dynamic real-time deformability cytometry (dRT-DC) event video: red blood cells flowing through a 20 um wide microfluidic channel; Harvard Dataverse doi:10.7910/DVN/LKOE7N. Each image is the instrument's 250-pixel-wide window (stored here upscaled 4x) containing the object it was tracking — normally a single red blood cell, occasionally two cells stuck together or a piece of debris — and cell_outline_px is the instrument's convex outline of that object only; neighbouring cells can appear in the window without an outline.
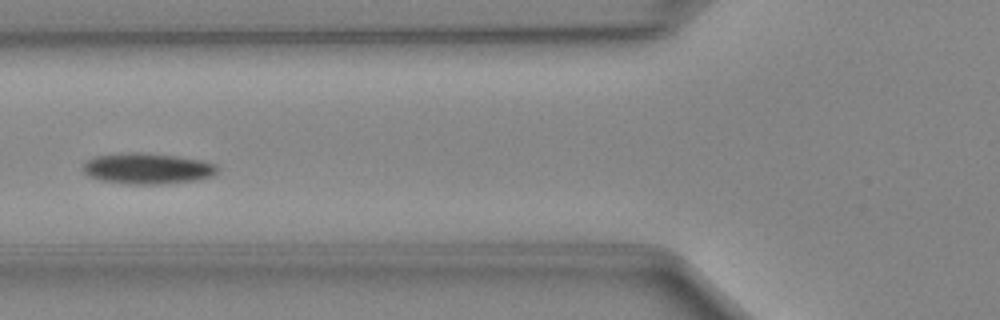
{"species": "Egyptian fruit bat (a non-hibernating species)", "species_latin": "Rousettus aegyptiacus", "temperature_condition": "cold", "stored_images_in_passage": 48, "camera_frame_rate_fps": 3000, "um_per_image_px": 0.085, "animal": {"sex": "female"}, "frame": {"image": 1, "passage_image": 18, "time_ms": 5.667, "image_size_px": [1000, 320], "cell_outline_px": [[216, 172], [212, 176], [196, 180], [160, 184], [128, 184], [100, 180], [88, 176], [84, 172], [84, 164], [88, 160], [96, 156], [132, 152], [140, 152], [176, 156], [200, 160], [216, 164]], "centroid_in_image_um": [12.52, 14.33], "position_along_channel_um": 113.3, "area_um2": 23.93}}
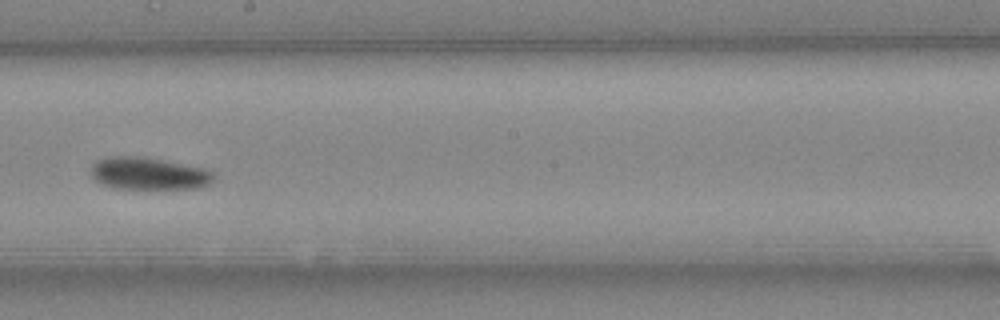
{"frame": {"image": 2, "passage_image": 27, "time_ms": 8.667, "image_size_px": [1000, 320], "cell_outline_px": [[216, 180], [200, 188], [112, 188], [96, 180], [88, 172], [92, 164], [96, 160], [108, 156], [144, 156], [204, 168], [216, 172]], "centroid_in_image_um": [12.65, 14.73], "position_along_channel_um": 235.6, "area_um2": 23.47}}
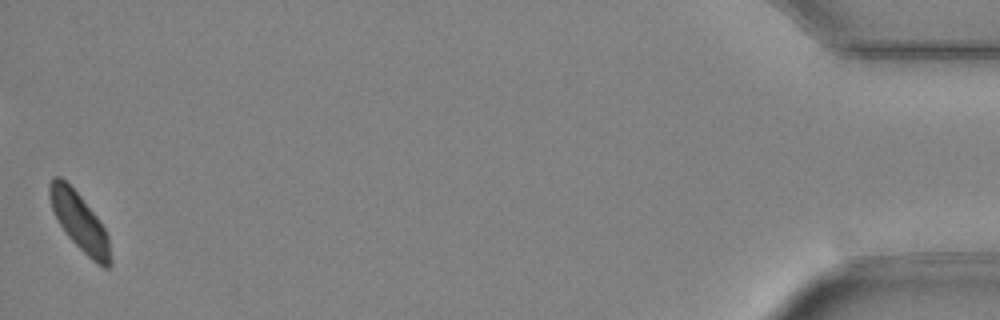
{"frame": {"image": 3, "passage_image": 48, "time_ms": 15.667, "image_size_px": [1000, 320], "cell_outline_px": [[112, 264], [108, 268], [104, 268], [96, 264], [68, 236], [60, 224], [52, 208], [48, 196], [48, 184], [52, 176], [60, 176], [80, 196], [96, 216], [104, 228], [108, 236], [112, 260]], "centroid_in_image_um": [6.76, 18.86], "position_along_channel_um": 428.4, "area_um2": 20.23}}